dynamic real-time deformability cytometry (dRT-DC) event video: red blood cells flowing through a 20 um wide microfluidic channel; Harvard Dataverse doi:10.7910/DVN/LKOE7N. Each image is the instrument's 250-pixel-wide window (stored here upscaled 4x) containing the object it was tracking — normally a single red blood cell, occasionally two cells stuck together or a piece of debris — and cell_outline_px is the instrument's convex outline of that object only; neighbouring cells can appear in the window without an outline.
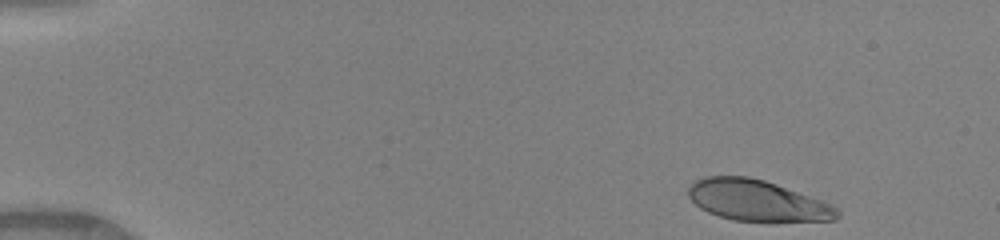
{"species": "human", "species_latin": "Homo sapiens", "temperature_condition": "warm", "stored_images_in_passage": 38, "camera_frame_rate_fps": 3000, "um_per_image_px": 0.085, "donor": {"sex": "female"}, "frame": {"image": 1, "passage_image": 1, "time_ms": 0.0, "image_size_px": [1000, 240], "cell_outline_px": [[840, 216], [836, 220], [768, 224], [732, 220], [708, 212], [700, 208], [688, 196], [688, 188], [696, 180], [704, 176], [748, 176], [764, 180], [824, 200], [832, 204], [840, 212]], "centroid_in_image_um": [64.44, 17.1], "position_along_channel_um": 20.6, "area_um2": 36.7}}
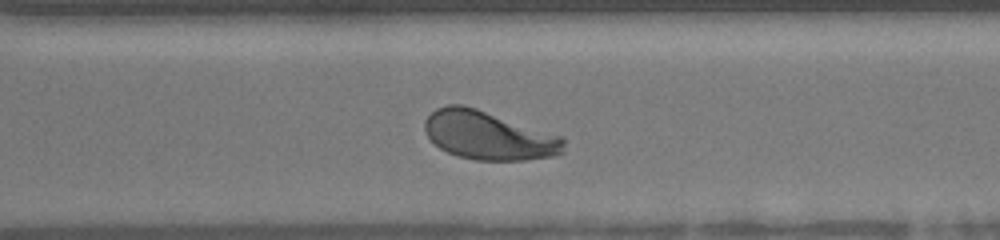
{"frame": {"image": 2, "passage_image": 32, "time_ms": 10.333, "image_size_px": [1000, 240], "cell_outline_px": [[564, 152], [556, 156], [524, 160], [476, 160], [456, 156], [440, 148], [428, 136], [424, 128], [424, 120], [436, 108], [448, 104], [464, 104], [564, 136]], "centroid_in_image_um": [41.56, 11.51], "position_along_channel_um": 329.0, "area_um2": 39.65}}
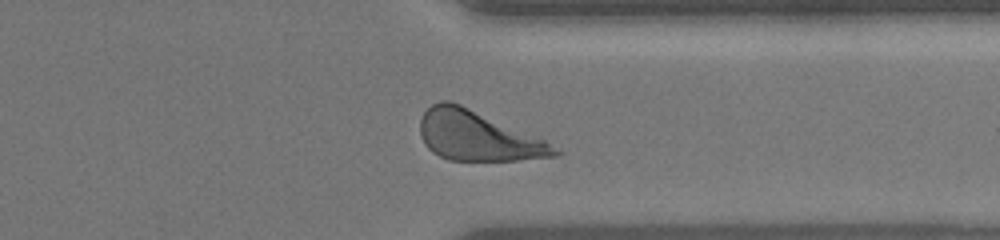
{"frame": {"image": 3, "passage_image": 35, "time_ms": 11.333, "image_size_px": [1000, 240], "cell_outline_px": [[564, 152], [560, 156], [516, 160], [448, 160], [432, 152], [424, 144], [420, 136], [420, 120], [424, 112], [432, 104], [440, 100], [448, 100], [460, 104], [544, 140]], "centroid_in_image_um": [40.59, 11.56], "position_along_channel_um": 370.8, "area_um2": 38.67}, "authors_computed_cell_mechanics": {"area_um2": 38.7838, "velocity_mm_per_s": 4.0862, "shape_relaxation_time_tau1_ms": 2.6687, "shape_relaxation_time_tau2_ms": null, "deformation_change_tau1": 0.1755, "deformation_change_tau2": null}}